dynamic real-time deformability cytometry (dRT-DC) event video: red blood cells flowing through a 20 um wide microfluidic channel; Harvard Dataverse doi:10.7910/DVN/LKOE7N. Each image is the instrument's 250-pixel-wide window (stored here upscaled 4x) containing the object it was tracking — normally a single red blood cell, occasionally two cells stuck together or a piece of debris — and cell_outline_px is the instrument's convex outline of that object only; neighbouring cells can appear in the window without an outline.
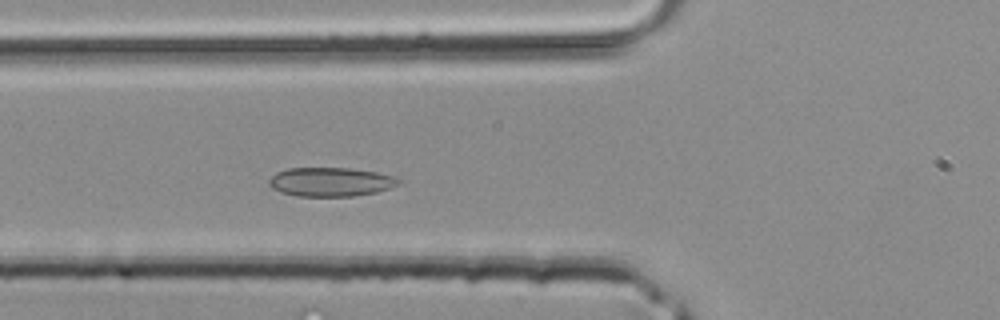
{"species": "common noctule bat (a hibernating species)", "species_latin": "Nyctalus noctula", "temperature_condition": "room temperature", "stored_images_in_passage": 35, "segment_of_instrument_passage": [1, 2], "camera_frame_rate_fps": 3000, "um_per_image_px": 0.085, "animal": {"sex": "male", "body_mass_g": 20.4}, "frame": {"image": 1, "passage_image": 8, "time_ms": 2.333, "image_size_px": [1000, 320], "cell_outline_px": [[400, 180], [396, 184], [388, 188], [376, 192], [352, 196], [296, 196], [280, 192], [272, 188], [268, 184], [268, 180], [276, 172], [288, 168], [348, 168], [376, 172], [392, 176]], "centroid_in_image_um": [28.03, 15.46], "position_along_channel_um": 97.8, "area_um2": 21.68}}
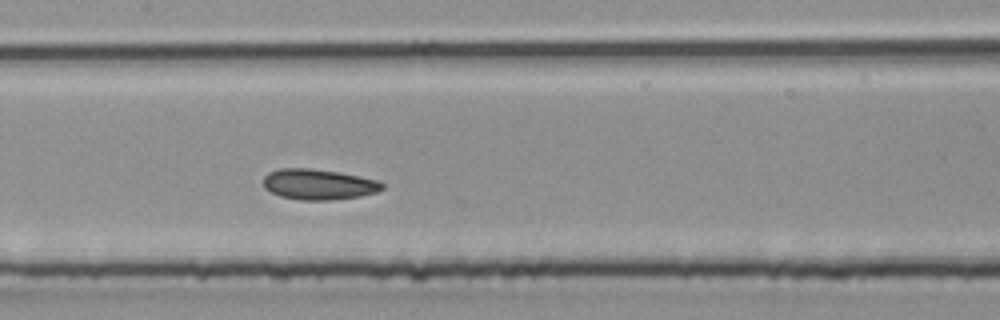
{"frame": {"image": 2, "passage_image": 13, "time_ms": 4.0, "image_size_px": [1000, 320], "cell_outline_px": [[384, 188], [376, 192], [360, 196], [328, 200], [300, 200], [280, 196], [264, 188], [264, 176], [268, 172], [280, 168], [308, 168], [340, 172], [376, 180], [384, 184]], "centroid_in_image_um": [27.05, 15.66], "position_along_channel_um": 180.3, "area_um2": 21.1}}
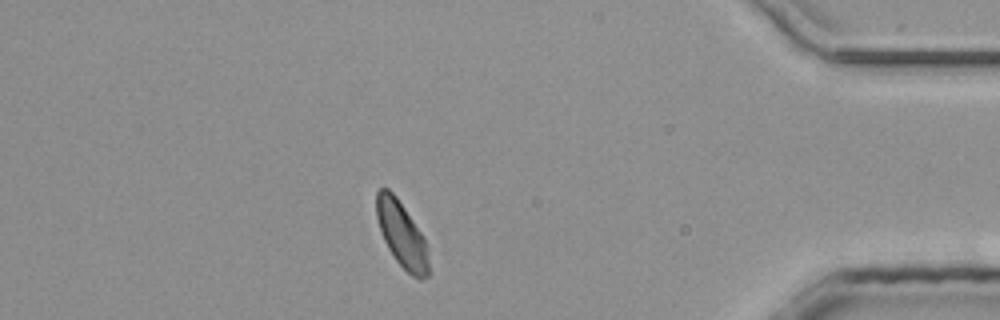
{"frame": {"image": 3, "passage_image": 29, "time_ms": 9.333, "image_size_px": [1000, 320], "cell_outline_px": [[428, 276], [420, 280], [412, 276], [396, 260], [388, 248], [384, 240], [376, 216], [376, 192], [380, 188], [388, 188], [396, 196], [424, 236], [428, 248]], "centroid_in_image_um": [34.15, 19.93], "position_along_channel_um": 401.0, "area_um2": 19.88}}